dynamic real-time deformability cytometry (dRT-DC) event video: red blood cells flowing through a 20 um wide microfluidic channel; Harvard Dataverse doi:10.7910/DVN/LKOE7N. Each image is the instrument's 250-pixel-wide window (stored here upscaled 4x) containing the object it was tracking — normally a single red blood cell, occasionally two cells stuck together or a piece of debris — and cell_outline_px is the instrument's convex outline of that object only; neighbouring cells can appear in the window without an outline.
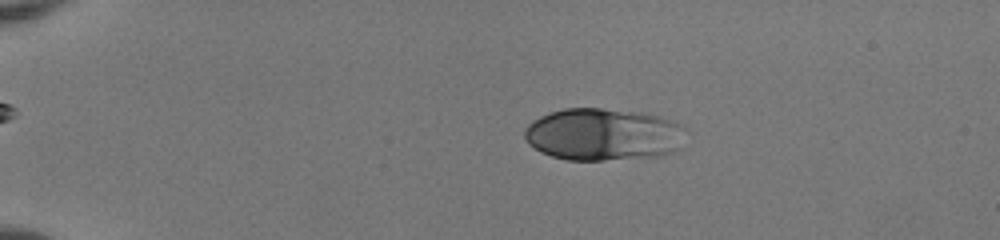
{"species": "human", "species_latin": "Homo sapiens", "temperature_condition": "room temperature", "stored_images_in_passage": 53, "camera_frame_rate_fps": 3000, "um_per_image_px": 0.085, "donor": {"sex": "female"}, "frame": {"image": 1, "passage_image": 12, "time_ms": 3.667, "image_size_px": [1000, 240], "cell_outline_px": [[676, 124], [664, 152], [604, 160], [568, 160], [552, 156], [536, 148], [524, 136], [524, 132], [528, 124], [540, 116], [564, 108], [600, 108], [656, 116]], "centroid_in_image_um": [50.87, 11.39], "position_along_channel_um": 34.1, "area_um2": 45.08}}
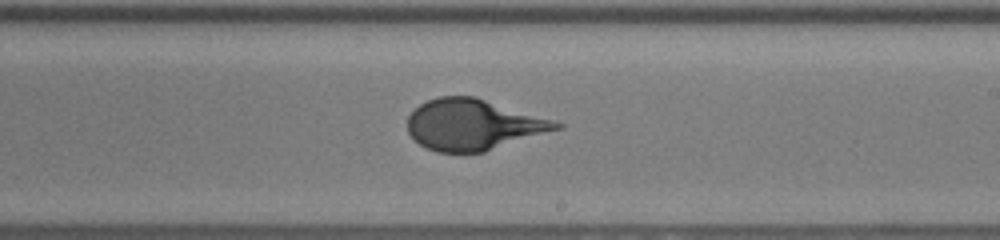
{"frame": {"image": 2, "passage_image": 34, "time_ms": 11.0, "image_size_px": [1000, 240], "cell_outline_px": [[564, 128], [484, 152], [436, 152], [420, 144], [408, 132], [408, 116], [420, 104], [428, 100], [440, 96], [472, 96], [552, 120], [564, 124]], "centroid_in_image_um": [40.23, 10.61], "position_along_channel_um": 248.8, "area_um2": 43.58}}
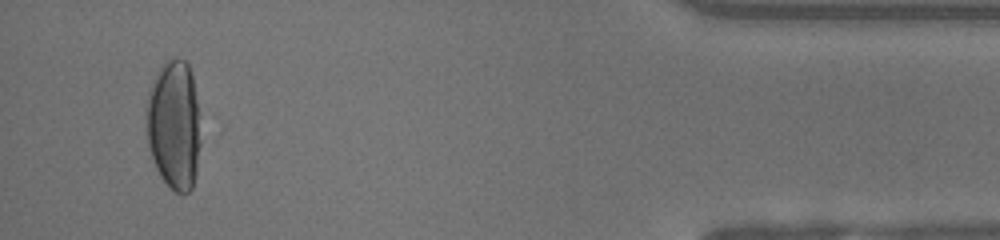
{"frame": {"image": 3, "passage_image": 51, "time_ms": 16.667, "image_size_px": [1000, 240], "cell_outline_px": [[200, 144], [196, 172], [192, 188], [188, 192], [176, 192], [160, 176], [152, 160], [148, 144], [144, 116], [148, 92], [152, 80], [160, 64], [164, 60], [184, 60], [188, 64], [192, 76], [196, 104], [200, 140]], "centroid_in_image_um": [14.74, 10.6], "position_along_channel_um": 420.5, "area_um2": 40.98}}